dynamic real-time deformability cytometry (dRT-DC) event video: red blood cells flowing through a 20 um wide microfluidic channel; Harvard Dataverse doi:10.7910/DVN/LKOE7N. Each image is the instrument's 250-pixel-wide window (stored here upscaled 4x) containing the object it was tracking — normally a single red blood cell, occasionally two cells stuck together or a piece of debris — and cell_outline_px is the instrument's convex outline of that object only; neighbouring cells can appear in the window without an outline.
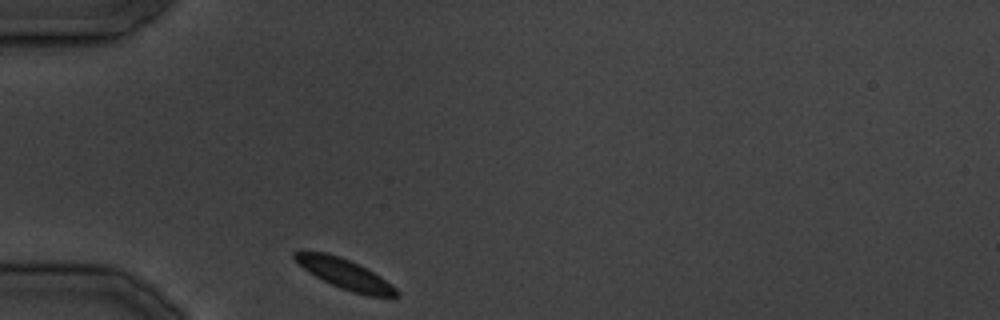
{"species": "common noctule bat (a hibernating species)", "species_latin": "Nyctalus noctula", "temperature_condition": "cold", "stored_images_in_passage": 22, "camera_frame_rate_fps": 3000, "um_per_image_px": 0.085, "animal": {"sex": "male", "body_mass_g": 19.5, "forearm_length_mm": 54.6}, "frame": {"image": 1, "passage_image": 1, "time_ms": 0.0, "image_size_px": [1000, 320], "cell_outline_px": [[400, 296], [396, 300], [392, 300], [368, 296], [352, 292], [340, 288], [308, 272], [292, 256], [292, 252], [324, 252], [348, 260], [380, 276], [396, 288], [400, 292]], "centroid_in_image_um": [29.44, 23.37], "position_along_channel_um": 55.6, "area_um2": 17.74}}
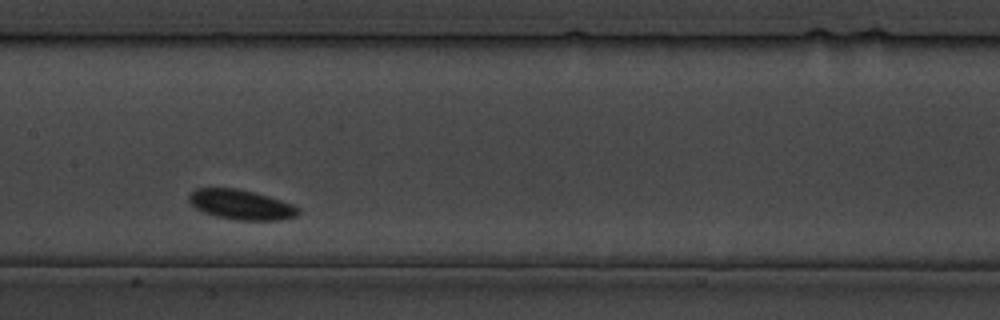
{"frame": {"image": 2, "passage_image": 10, "time_ms": 10.333, "image_size_px": [1000, 320], "cell_outline_px": [[300, 212], [296, 216], [280, 220], [236, 220], [216, 216], [204, 212], [196, 208], [188, 200], [188, 196], [196, 188], [236, 188], [256, 192], [292, 204], [300, 208]], "centroid_in_image_um": [20.5, 17.39], "position_along_channel_um": 186.9, "area_um2": 19.02}}
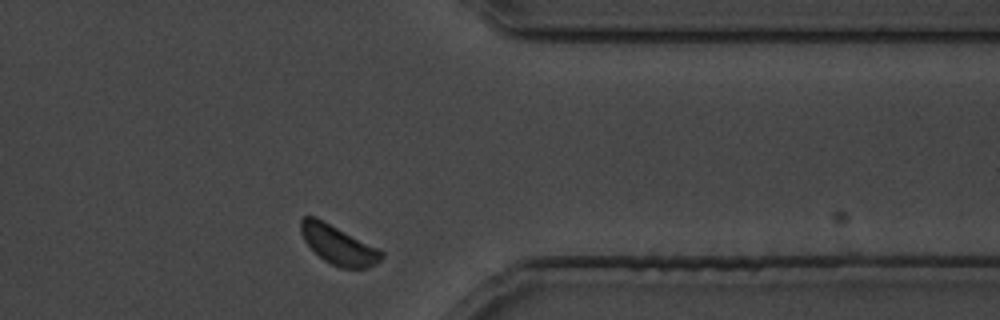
{"frame": {"image": 3, "passage_image": 21, "time_ms": 24.667, "image_size_px": [1000, 320], "cell_outline_px": [[384, 256], [376, 264], [368, 268], [340, 268], [324, 260], [304, 240], [300, 232], [300, 220], [304, 216], [316, 216], [380, 248], [384, 252]], "centroid_in_image_um": [28.79, 20.79], "position_along_channel_um": 382.6, "area_um2": 18.55}}